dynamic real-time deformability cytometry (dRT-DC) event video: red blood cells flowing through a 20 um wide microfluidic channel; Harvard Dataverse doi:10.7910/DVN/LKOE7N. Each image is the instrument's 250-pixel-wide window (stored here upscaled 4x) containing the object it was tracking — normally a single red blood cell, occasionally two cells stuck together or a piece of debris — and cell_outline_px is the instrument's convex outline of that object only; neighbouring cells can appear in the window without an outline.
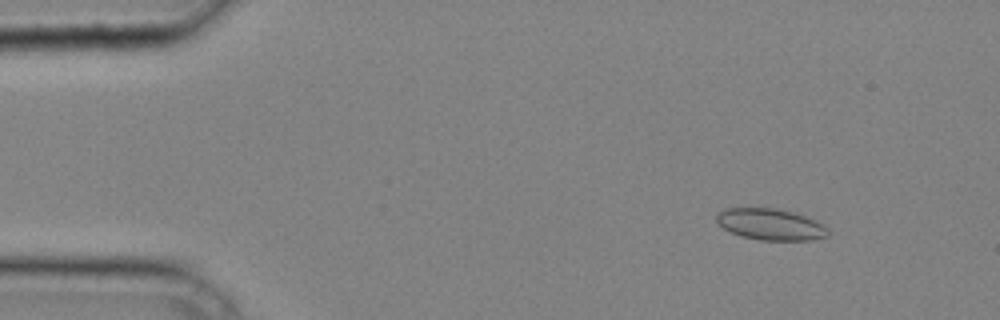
{"species": "common noctule bat (a hibernating species)", "species_latin": "Nyctalus noctula", "temperature_condition": "cold", "stored_images_in_passage": 40, "camera_frame_rate_fps": 3000, "um_per_image_px": 0.085, "animal": {"sex": "male", "body_mass_g": 20.4}, "frame": {"image": 1, "passage_image": 4, "time_ms": 1.0, "image_size_px": [1000, 320], "cell_outline_px": [[828, 236], [812, 240], [760, 240], [744, 236], [732, 232], [724, 228], [716, 220], [716, 212], [728, 208], [776, 208], [792, 212], [816, 220], [824, 224], [828, 228]], "centroid_in_image_um": [65.52, 19.06], "position_along_channel_um": 19.5, "area_um2": 20.29}}
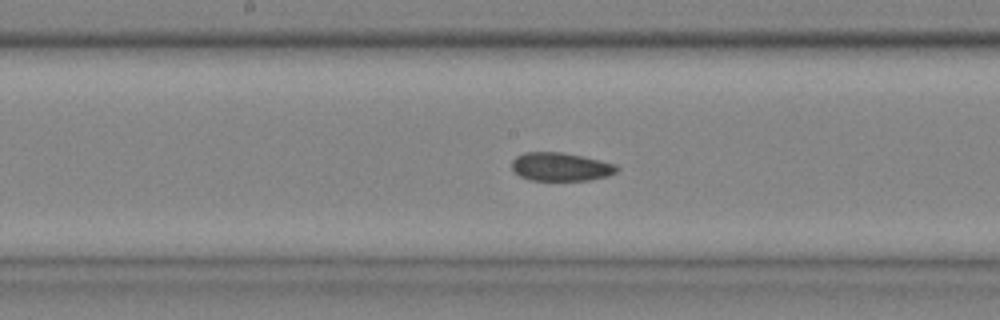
{"frame": {"image": 2, "passage_image": 21, "time_ms": 6.667, "image_size_px": [1000, 320], "cell_outline_px": [[620, 168], [616, 172], [608, 176], [588, 180], [528, 180], [520, 176], [512, 168], [512, 160], [516, 156], [524, 152], [560, 152], [584, 156], [616, 164]], "centroid_in_image_um": [47.67, 14.17], "position_along_channel_um": 200.5, "area_um2": 17.46}}
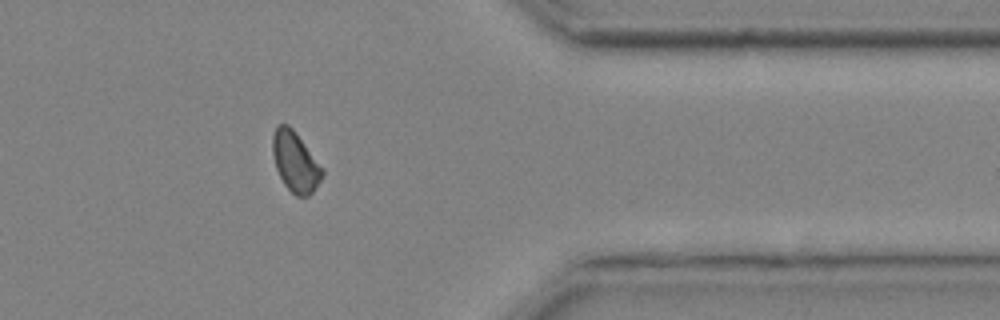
{"frame": {"image": 3, "passage_image": 34, "time_ms": 11.0, "image_size_px": [1000, 320], "cell_outline_px": [[324, 172], [320, 180], [312, 192], [308, 196], [296, 196], [284, 184], [276, 168], [272, 152], [272, 136], [276, 124], [288, 124], [292, 128], [324, 168]], "centroid_in_image_um": [25.09, 13.73], "position_along_channel_um": 386.3, "area_um2": 17.34}}